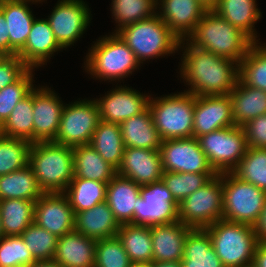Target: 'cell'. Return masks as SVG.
Here are the masks:
<instances>
[{"label": "cell", "instance_id": "59", "mask_svg": "<svg viewBox=\"0 0 266 267\" xmlns=\"http://www.w3.org/2000/svg\"><path fill=\"white\" fill-rule=\"evenodd\" d=\"M244 267H255V266L253 264H251V265L244 266Z\"/></svg>", "mask_w": 266, "mask_h": 267}, {"label": "cell", "instance_id": "15", "mask_svg": "<svg viewBox=\"0 0 266 267\" xmlns=\"http://www.w3.org/2000/svg\"><path fill=\"white\" fill-rule=\"evenodd\" d=\"M75 214L63 192L43 193L36 201L34 223L61 237L74 231Z\"/></svg>", "mask_w": 266, "mask_h": 267}, {"label": "cell", "instance_id": "27", "mask_svg": "<svg viewBox=\"0 0 266 267\" xmlns=\"http://www.w3.org/2000/svg\"><path fill=\"white\" fill-rule=\"evenodd\" d=\"M119 125L125 148L160 150L163 140L154 125L149 107Z\"/></svg>", "mask_w": 266, "mask_h": 267}, {"label": "cell", "instance_id": "22", "mask_svg": "<svg viewBox=\"0 0 266 267\" xmlns=\"http://www.w3.org/2000/svg\"><path fill=\"white\" fill-rule=\"evenodd\" d=\"M150 228L153 249L152 262H181L185 239L193 228L180 221L152 225Z\"/></svg>", "mask_w": 266, "mask_h": 267}, {"label": "cell", "instance_id": "17", "mask_svg": "<svg viewBox=\"0 0 266 267\" xmlns=\"http://www.w3.org/2000/svg\"><path fill=\"white\" fill-rule=\"evenodd\" d=\"M49 87H33L34 143L54 141L64 103Z\"/></svg>", "mask_w": 266, "mask_h": 267}, {"label": "cell", "instance_id": "40", "mask_svg": "<svg viewBox=\"0 0 266 267\" xmlns=\"http://www.w3.org/2000/svg\"><path fill=\"white\" fill-rule=\"evenodd\" d=\"M232 173L239 179L266 191V149L248 147Z\"/></svg>", "mask_w": 266, "mask_h": 267}, {"label": "cell", "instance_id": "5", "mask_svg": "<svg viewBox=\"0 0 266 267\" xmlns=\"http://www.w3.org/2000/svg\"><path fill=\"white\" fill-rule=\"evenodd\" d=\"M116 33L133 51L140 63L173 54L178 51L180 43V39L157 14L127 25Z\"/></svg>", "mask_w": 266, "mask_h": 267}, {"label": "cell", "instance_id": "41", "mask_svg": "<svg viewBox=\"0 0 266 267\" xmlns=\"http://www.w3.org/2000/svg\"><path fill=\"white\" fill-rule=\"evenodd\" d=\"M32 143L0 134V176L28 165Z\"/></svg>", "mask_w": 266, "mask_h": 267}, {"label": "cell", "instance_id": "10", "mask_svg": "<svg viewBox=\"0 0 266 267\" xmlns=\"http://www.w3.org/2000/svg\"><path fill=\"white\" fill-rule=\"evenodd\" d=\"M201 150L217 174L232 172L248 148L241 126H229L197 138Z\"/></svg>", "mask_w": 266, "mask_h": 267}, {"label": "cell", "instance_id": "16", "mask_svg": "<svg viewBox=\"0 0 266 267\" xmlns=\"http://www.w3.org/2000/svg\"><path fill=\"white\" fill-rule=\"evenodd\" d=\"M231 96H195L193 137L234 126Z\"/></svg>", "mask_w": 266, "mask_h": 267}, {"label": "cell", "instance_id": "12", "mask_svg": "<svg viewBox=\"0 0 266 267\" xmlns=\"http://www.w3.org/2000/svg\"><path fill=\"white\" fill-rule=\"evenodd\" d=\"M179 204L161 181L140 186V197L133 213L135 225H160L179 221Z\"/></svg>", "mask_w": 266, "mask_h": 267}, {"label": "cell", "instance_id": "26", "mask_svg": "<svg viewBox=\"0 0 266 267\" xmlns=\"http://www.w3.org/2000/svg\"><path fill=\"white\" fill-rule=\"evenodd\" d=\"M119 227L120 224L106 202L75 213L74 231L96 241L116 236Z\"/></svg>", "mask_w": 266, "mask_h": 267}, {"label": "cell", "instance_id": "3", "mask_svg": "<svg viewBox=\"0 0 266 267\" xmlns=\"http://www.w3.org/2000/svg\"><path fill=\"white\" fill-rule=\"evenodd\" d=\"M28 165L43 193L64 192L74 177L73 148L53 141L32 143Z\"/></svg>", "mask_w": 266, "mask_h": 267}, {"label": "cell", "instance_id": "24", "mask_svg": "<svg viewBox=\"0 0 266 267\" xmlns=\"http://www.w3.org/2000/svg\"><path fill=\"white\" fill-rule=\"evenodd\" d=\"M31 0H0V10L4 13L10 38V56L24 47L33 21L36 17L28 4Z\"/></svg>", "mask_w": 266, "mask_h": 267}, {"label": "cell", "instance_id": "44", "mask_svg": "<svg viewBox=\"0 0 266 267\" xmlns=\"http://www.w3.org/2000/svg\"><path fill=\"white\" fill-rule=\"evenodd\" d=\"M35 261L21 235L0 239V267H27Z\"/></svg>", "mask_w": 266, "mask_h": 267}, {"label": "cell", "instance_id": "6", "mask_svg": "<svg viewBox=\"0 0 266 267\" xmlns=\"http://www.w3.org/2000/svg\"><path fill=\"white\" fill-rule=\"evenodd\" d=\"M204 229L224 267H244L253 263L258 244L253 226L221 219Z\"/></svg>", "mask_w": 266, "mask_h": 267}, {"label": "cell", "instance_id": "4", "mask_svg": "<svg viewBox=\"0 0 266 267\" xmlns=\"http://www.w3.org/2000/svg\"><path fill=\"white\" fill-rule=\"evenodd\" d=\"M85 59L86 72L105 81L123 80L141 65L117 33L99 38L89 49Z\"/></svg>", "mask_w": 266, "mask_h": 267}, {"label": "cell", "instance_id": "36", "mask_svg": "<svg viewBox=\"0 0 266 267\" xmlns=\"http://www.w3.org/2000/svg\"><path fill=\"white\" fill-rule=\"evenodd\" d=\"M35 201L6 199L0 201V215L5 236L21 235L33 223Z\"/></svg>", "mask_w": 266, "mask_h": 267}, {"label": "cell", "instance_id": "34", "mask_svg": "<svg viewBox=\"0 0 266 267\" xmlns=\"http://www.w3.org/2000/svg\"><path fill=\"white\" fill-rule=\"evenodd\" d=\"M117 237L127 252L130 262H152L151 228L132 223L121 224Z\"/></svg>", "mask_w": 266, "mask_h": 267}, {"label": "cell", "instance_id": "11", "mask_svg": "<svg viewBox=\"0 0 266 267\" xmlns=\"http://www.w3.org/2000/svg\"><path fill=\"white\" fill-rule=\"evenodd\" d=\"M99 121L100 113L96 100L84 99L66 104L53 142L71 147L88 145Z\"/></svg>", "mask_w": 266, "mask_h": 267}, {"label": "cell", "instance_id": "50", "mask_svg": "<svg viewBox=\"0 0 266 267\" xmlns=\"http://www.w3.org/2000/svg\"><path fill=\"white\" fill-rule=\"evenodd\" d=\"M253 230L258 242H266V201Z\"/></svg>", "mask_w": 266, "mask_h": 267}, {"label": "cell", "instance_id": "37", "mask_svg": "<svg viewBox=\"0 0 266 267\" xmlns=\"http://www.w3.org/2000/svg\"><path fill=\"white\" fill-rule=\"evenodd\" d=\"M0 134L34 143L33 88L16 104L9 117L0 126Z\"/></svg>", "mask_w": 266, "mask_h": 267}, {"label": "cell", "instance_id": "39", "mask_svg": "<svg viewBox=\"0 0 266 267\" xmlns=\"http://www.w3.org/2000/svg\"><path fill=\"white\" fill-rule=\"evenodd\" d=\"M112 16L118 24L115 33L121 28L148 19L156 14V0H112Z\"/></svg>", "mask_w": 266, "mask_h": 267}, {"label": "cell", "instance_id": "8", "mask_svg": "<svg viewBox=\"0 0 266 267\" xmlns=\"http://www.w3.org/2000/svg\"><path fill=\"white\" fill-rule=\"evenodd\" d=\"M266 201V191L236 177L223 173L222 219L253 226Z\"/></svg>", "mask_w": 266, "mask_h": 267}, {"label": "cell", "instance_id": "42", "mask_svg": "<svg viewBox=\"0 0 266 267\" xmlns=\"http://www.w3.org/2000/svg\"><path fill=\"white\" fill-rule=\"evenodd\" d=\"M217 174L178 173L164 171L162 181L180 204L186 197L207 184Z\"/></svg>", "mask_w": 266, "mask_h": 267}, {"label": "cell", "instance_id": "1", "mask_svg": "<svg viewBox=\"0 0 266 267\" xmlns=\"http://www.w3.org/2000/svg\"><path fill=\"white\" fill-rule=\"evenodd\" d=\"M181 48L184 52L180 77L190 86L186 92L195 96L228 95L235 88L239 79L238 62L199 48L188 39L180 40L178 49Z\"/></svg>", "mask_w": 266, "mask_h": 267}, {"label": "cell", "instance_id": "29", "mask_svg": "<svg viewBox=\"0 0 266 267\" xmlns=\"http://www.w3.org/2000/svg\"><path fill=\"white\" fill-rule=\"evenodd\" d=\"M213 11L244 32L253 42H259L254 24L262 14L256 0H219Z\"/></svg>", "mask_w": 266, "mask_h": 267}, {"label": "cell", "instance_id": "38", "mask_svg": "<svg viewBox=\"0 0 266 267\" xmlns=\"http://www.w3.org/2000/svg\"><path fill=\"white\" fill-rule=\"evenodd\" d=\"M254 42L239 63V79L266 92V45Z\"/></svg>", "mask_w": 266, "mask_h": 267}, {"label": "cell", "instance_id": "54", "mask_svg": "<svg viewBox=\"0 0 266 267\" xmlns=\"http://www.w3.org/2000/svg\"><path fill=\"white\" fill-rule=\"evenodd\" d=\"M206 10H213L219 0H198Z\"/></svg>", "mask_w": 266, "mask_h": 267}, {"label": "cell", "instance_id": "13", "mask_svg": "<svg viewBox=\"0 0 266 267\" xmlns=\"http://www.w3.org/2000/svg\"><path fill=\"white\" fill-rule=\"evenodd\" d=\"M159 151L163 171L217 174L195 137L163 140Z\"/></svg>", "mask_w": 266, "mask_h": 267}, {"label": "cell", "instance_id": "53", "mask_svg": "<svg viewBox=\"0 0 266 267\" xmlns=\"http://www.w3.org/2000/svg\"><path fill=\"white\" fill-rule=\"evenodd\" d=\"M152 267H181L180 262H152Z\"/></svg>", "mask_w": 266, "mask_h": 267}, {"label": "cell", "instance_id": "30", "mask_svg": "<svg viewBox=\"0 0 266 267\" xmlns=\"http://www.w3.org/2000/svg\"><path fill=\"white\" fill-rule=\"evenodd\" d=\"M181 267H224L205 229H192L184 243Z\"/></svg>", "mask_w": 266, "mask_h": 267}, {"label": "cell", "instance_id": "33", "mask_svg": "<svg viewBox=\"0 0 266 267\" xmlns=\"http://www.w3.org/2000/svg\"><path fill=\"white\" fill-rule=\"evenodd\" d=\"M89 145L112 167L118 169L125 149L118 123L100 120Z\"/></svg>", "mask_w": 266, "mask_h": 267}, {"label": "cell", "instance_id": "35", "mask_svg": "<svg viewBox=\"0 0 266 267\" xmlns=\"http://www.w3.org/2000/svg\"><path fill=\"white\" fill-rule=\"evenodd\" d=\"M106 192L107 183L84 178H73L63 193L67 196L75 214L105 202Z\"/></svg>", "mask_w": 266, "mask_h": 267}, {"label": "cell", "instance_id": "9", "mask_svg": "<svg viewBox=\"0 0 266 267\" xmlns=\"http://www.w3.org/2000/svg\"><path fill=\"white\" fill-rule=\"evenodd\" d=\"M223 173L217 174L203 187L180 202L179 221L189 227L204 229L222 219Z\"/></svg>", "mask_w": 266, "mask_h": 267}, {"label": "cell", "instance_id": "32", "mask_svg": "<svg viewBox=\"0 0 266 267\" xmlns=\"http://www.w3.org/2000/svg\"><path fill=\"white\" fill-rule=\"evenodd\" d=\"M43 195L29 165L0 176V201L23 199L37 201Z\"/></svg>", "mask_w": 266, "mask_h": 267}, {"label": "cell", "instance_id": "56", "mask_svg": "<svg viewBox=\"0 0 266 267\" xmlns=\"http://www.w3.org/2000/svg\"><path fill=\"white\" fill-rule=\"evenodd\" d=\"M1 222H2V219H1V215H0V239L5 236L4 232H3V228H2V223Z\"/></svg>", "mask_w": 266, "mask_h": 267}, {"label": "cell", "instance_id": "25", "mask_svg": "<svg viewBox=\"0 0 266 267\" xmlns=\"http://www.w3.org/2000/svg\"><path fill=\"white\" fill-rule=\"evenodd\" d=\"M140 197V185L131 179L116 174L107 184L105 202L118 223H132L133 213Z\"/></svg>", "mask_w": 266, "mask_h": 267}, {"label": "cell", "instance_id": "55", "mask_svg": "<svg viewBox=\"0 0 266 267\" xmlns=\"http://www.w3.org/2000/svg\"><path fill=\"white\" fill-rule=\"evenodd\" d=\"M128 267H152V262H130Z\"/></svg>", "mask_w": 266, "mask_h": 267}, {"label": "cell", "instance_id": "7", "mask_svg": "<svg viewBox=\"0 0 266 267\" xmlns=\"http://www.w3.org/2000/svg\"><path fill=\"white\" fill-rule=\"evenodd\" d=\"M195 95L184 90L164 97H150L154 125L162 140L193 137Z\"/></svg>", "mask_w": 266, "mask_h": 267}, {"label": "cell", "instance_id": "45", "mask_svg": "<svg viewBox=\"0 0 266 267\" xmlns=\"http://www.w3.org/2000/svg\"><path fill=\"white\" fill-rule=\"evenodd\" d=\"M130 260L116 236L96 241L94 267H128Z\"/></svg>", "mask_w": 266, "mask_h": 267}, {"label": "cell", "instance_id": "51", "mask_svg": "<svg viewBox=\"0 0 266 267\" xmlns=\"http://www.w3.org/2000/svg\"><path fill=\"white\" fill-rule=\"evenodd\" d=\"M252 264L255 267H266V242H258Z\"/></svg>", "mask_w": 266, "mask_h": 267}, {"label": "cell", "instance_id": "52", "mask_svg": "<svg viewBox=\"0 0 266 267\" xmlns=\"http://www.w3.org/2000/svg\"><path fill=\"white\" fill-rule=\"evenodd\" d=\"M27 267H62L58 262L54 260H39L33 262Z\"/></svg>", "mask_w": 266, "mask_h": 267}, {"label": "cell", "instance_id": "2", "mask_svg": "<svg viewBox=\"0 0 266 267\" xmlns=\"http://www.w3.org/2000/svg\"><path fill=\"white\" fill-rule=\"evenodd\" d=\"M193 45L240 63L254 43L213 10H207L187 38Z\"/></svg>", "mask_w": 266, "mask_h": 267}, {"label": "cell", "instance_id": "20", "mask_svg": "<svg viewBox=\"0 0 266 267\" xmlns=\"http://www.w3.org/2000/svg\"><path fill=\"white\" fill-rule=\"evenodd\" d=\"M156 7V14L180 40L194 32L207 11L198 0H156Z\"/></svg>", "mask_w": 266, "mask_h": 267}, {"label": "cell", "instance_id": "46", "mask_svg": "<svg viewBox=\"0 0 266 267\" xmlns=\"http://www.w3.org/2000/svg\"><path fill=\"white\" fill-rule=\"evenodd\" d=\"M32 70L29 69L17 82L0 90V126L9 117L16 104L34 87Z\"/></svg>", "mask_w": 266, "mask_h": 267}, {"label": "cell", "instance_id": "58", "mask_svg": "<svg viewBox=\"0 0 266 267\" xmlns=\"http://www.w3.org/2000/svg\"><path fill=\"white\" fill-rule=\"evenodd\" d=\"M31 1H34L35 3H36V2H37V3H38V2L40 3V2H42V1H44V0H31Z\"/></svg>", "mask_w": 266, "mask_h": 267}, {"label": "cell", "instance_id": "14", "mask_svg": "<svg viewBox=\"0 0 266 267\" xmlns=\"http://www.w3.org/2000/svg\"><path fill=\"white\" fill-rule=\"evenodd\" d=\"M89 6L83 0H59L47 21L58 44L64 49L81 38L89 26Z\"/></svg>", "mask_w": 266, "mask_h": 267}, {"label": "cell", "instance_id": "49", "mask_svg": "<svg viewBox=\"0 0 266 267\" xmlns=\"http://www.w3.org/2000/svg\"><path fill=\"white\" fill-rule=\"evenodd\" d=\"M0 52L10 56V38L4 13L0 10Z\"/></svg>", "mask_w": 266, "mask_h": 267}, {"label": "cell", "instance_id": "18", "mask_svg": "<svg viewBox=\"0 0 266 267\" xmlns=\"http://www.w3.org/2000/svg\"><path fill=\"white\" fill-rule=\"evenodd\" d=\"M149 99L147 94L121 85L95 100L99 106L100 120L120 124L143 112L148 107Z\"/></svg>", "mask_w": 266, "mask_h": 267}, {"label": "cell", "instance_id": "19", "mask_svg": "<svg viewBox=\"0 0 266 267\" xmlns=\"http://www.w3.org/2000/svg\"><path fill=\"white\" fill-rule=\"evenodd\" d=\"M162 158L159 150L126 147L116 174L131 179L138 185L161 181Z\"/></svg>", "mask_w": 266, "mask_h": 267}, {"label": "cell", "instance_id": "28", "mask_svg": "<svg viewBox=\"0 0 266 267\" xmlns=\"http://www.w3.org/2000/svg\"><path fill=\"white\" fill-rule=\"evenodd\" d=\"M232 102V116L236 126L266 113V92L245 85L238 79L235 88L229 93Z\"/></svg>", "mask_w": 266, "mask_h": 267}, {"label": "cell", "instance_id": "48", "mask_svg": "<svg viewBox=\"0 0 266 267\" xmlns=\"http://www.w3.org/2000/svg\"><path fill=\"white\" fill-rule=\"evenodd\" d=\"M241 127L248 147L266 149V113L246 122Z\"/></svg>", "mask_w": 266, "mask_h": 267}, {"label": "cell", "instance_id": "23", "mask_svg": "<svg viewBox=\"0 0 266 267\" xmlns=\"http://www.w3.org/2000/svg\"><path fill=\"white\" fill-rule=\"evenodd\" d=\"M96 240L76 231L58 237L54 261L62 267H94Z\"/></svg>", "mask_w": 266, "mask_h": 267}, {"label": "cell", "instance_id": "43", "mask_svg": "<svg viewBox=\"0 0 266 267\" xmlns=\"http://www.w3.org/2000/svg\"><path fill=\"white\" fill-rule=\"evenodd\" d=\"M21 237L37 261L53 260L58 240L54 234L33 222L23 231Z\"/></svg>", "mask_w": 266, "mask_h": 267}, {"label": "cell", "instance_id": "21", "mask_svg": "<svg viewBox=\"0 0 266 267\" xmlns=\"http://www.w3.org/2000/svg\"><path fill=\"white\" fill-rule=\"evenodd\" d=\"M63 48L55 39L47 19H35L24 47L17 53L30 68H38L47 63L55 52Z\"/></svg>", "mask_w": 266, "mask_h": 267}, {"label": "cell", "instance_id": "31", "mask_svg": "<svg viewBox=\"0 0 266 267\" xmlns=\"http://www.w3.org/2000/svg\"><path fill=\"white\" fill-rule=\"evenodd\" d=\"M73 148L74 177L109 183L116 175V169L88 145Z\"/></svg>", "mask_w": 266, "mask_h": 267}, {"label": "cell", "instance_id": "47", "mask_svg": "<svg viewBox=\"0 0 266 267\" xmlns=\"http://www.w3.org/2000/svg\"><path fill=\"white\" fill-rule=\"evenodd\" d=\"M29 69L19 56H6L0 62V90L17 82Z\"/></svg>", "mask_w": 266, "mask_h": 267}, {"label": "cell", "instance_id": "57", "mask_svg": "<svg viewBox=\"0 0 266 267\" xmlns=\"http://www.w3.org/2000/svg\"><path fill=\"white\" fill-rule=\"evenodd\" d=\"M5 57H6V56L0 52V62H1L2 59H4Z\"/></svg>", "mask_w": 266, "mask_h": 267}]
</instances>
